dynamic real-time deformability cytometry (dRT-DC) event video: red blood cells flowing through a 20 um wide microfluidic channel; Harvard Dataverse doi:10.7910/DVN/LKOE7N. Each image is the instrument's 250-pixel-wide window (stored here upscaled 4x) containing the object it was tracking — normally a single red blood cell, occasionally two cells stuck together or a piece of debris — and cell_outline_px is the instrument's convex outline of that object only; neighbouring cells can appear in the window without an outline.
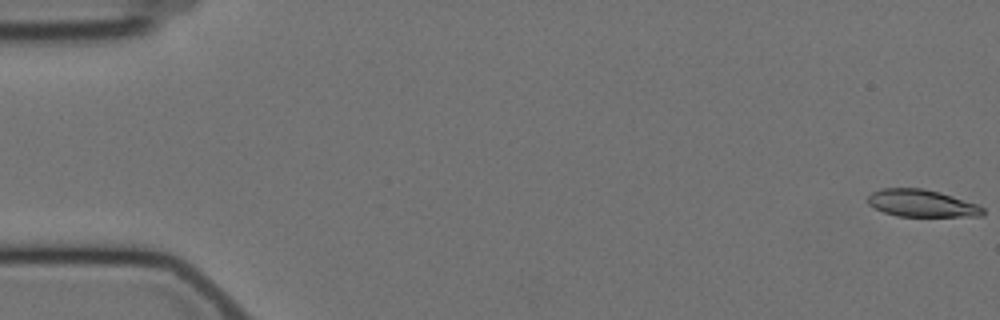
{"species": "Egyptian fruit bat (a non-hibernating species)", "species_latin": "Rousettus aegyptiacus", "temperature_condition": "cold", "stored_images_in_passage": 58, "camera_frame_rate_fps": 3000, "um_per_image_px": 0.085, "animal": {"sex": "female"}, "frame": {"image": 1, "passage_image": 1, "time_ms": 0.0, "image_size_px": [1000, 320], "cell_outline_px": [[984, 216], [896, 216], [884, 212], [868, 204], [868, 196], [872, 192], [880, 188], [924, 188], [940, 192], [976, 204], [984, 208]], "centroid_in_image_um": [78.33, 17.27], "position_along_channel_um": 6.7, "area_um2": 18.21}}
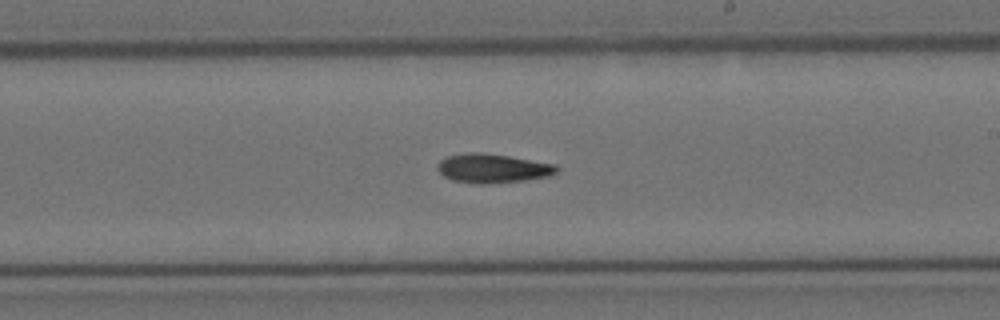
{"frame": {"image": 2, "passage_image": 34, "time_ms": 11.0, "image_size_px": [1000, 320], "cell_outline_px": [[560, 168], [556, 172], [548, 176], [524, 180], [488, 184], [476, 184], [452, 180], [444, 176], [436, 168], [436, 164], [444, 156], [464, 152], [480, 152], [508, 156], [556, 164]], "centroid_in_image_um": [41.82, 14.3], "position_along_channel_um": 247.2, "area_um2": 20.4}}
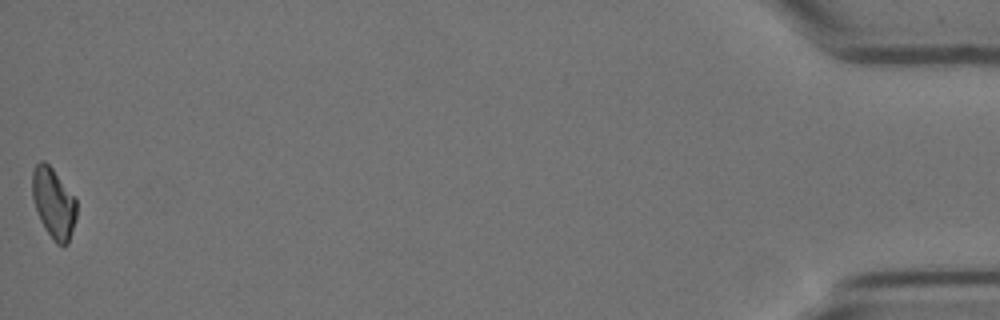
{"frame": {"image": 3, "passage_image": 58, "time_ms": 19.0, "image_size_px": [1000, 320], "cell_outline_px": [[76, 216], [68, 244], [56, 244], [44, 228], [40, 220], [32, 196], [32, 172], [36, 164], [40, 160], [44, 160], [52, 168], [76, 196]], "centroid_in_image_um": [4.56, 17.23], "position_along_channel_um": 430.6, "area_um2": 18.21}, "authors_computed_cell_mechanics": {"area_um2": 19.2474, "velocity_mm_per_s": 3.5089, "shape_relaxation_time_tau1_ms": 9.5582, "shape_relaxation_time_tau2_ms": null, "deformation_change_tau1": 0.1962, "deformation_change_tau2": null}}